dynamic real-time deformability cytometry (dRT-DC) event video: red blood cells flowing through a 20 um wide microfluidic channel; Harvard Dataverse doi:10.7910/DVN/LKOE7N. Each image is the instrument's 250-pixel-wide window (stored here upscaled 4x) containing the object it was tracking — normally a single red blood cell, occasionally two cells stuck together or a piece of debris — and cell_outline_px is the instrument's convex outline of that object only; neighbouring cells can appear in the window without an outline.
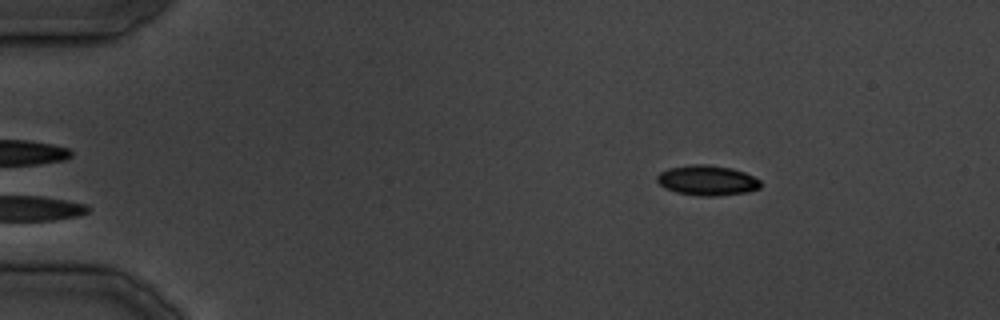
{"species": "common noctule bat (a hibernating species)", "species_latin": "Nyctalus noctula", "temperature_condition": "cold", "stored_images_in_passage": 10, "camera_frame_rate_fps": 3000, "um_per_image_px": 0.085, "animal": {"sex": "male", "body_mass_g": 19.5, "forearm_length_mm": 54.6}, "frame": {"image": 1, "passage_image": 1, "time_ms": 0.0, "image_size_px": [1000, 320], "cell_outline_px": [[760, 188], [748, 192], [716, 196], [700, 196], [676, 192], [664, 188], [656, 180], [656, 176], [660, 172], [668, 168], [692, 164], [708, 164], [732, 168], [744, 172], [760, 180]], "centroid_in_image_um": [60.09, 15.33], "position_along_channel_um": 24.9, "area_um2": 18.26}}
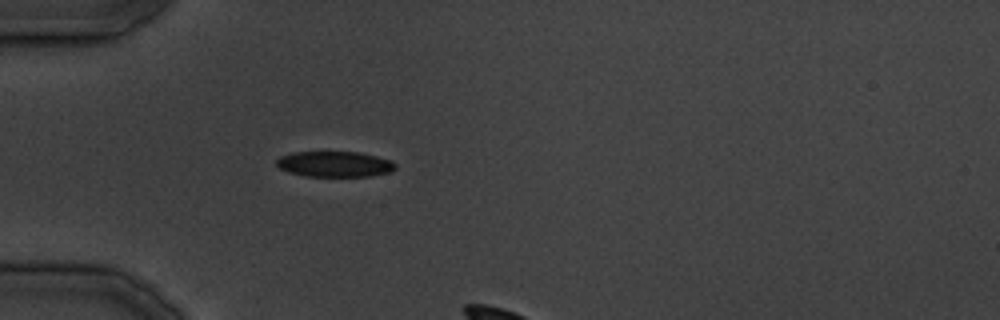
{"frame": {"image": 2, "passage_image": 7, "time_ms": 7.0, "image_size_px": [1000, 320], "cell_outline_px": [[396, 168], [392, 172], [372, 176], [304, 176], [288, 172], [280, 168], [276, 164], [276, 160], [280, 156], [292, 152], [360, 152], [392, 160], [396, 164]], "centroid_in_image_um": [28.47, 13.95], "position_along_channel_um": 56.5, "area_um2": 17.92}}